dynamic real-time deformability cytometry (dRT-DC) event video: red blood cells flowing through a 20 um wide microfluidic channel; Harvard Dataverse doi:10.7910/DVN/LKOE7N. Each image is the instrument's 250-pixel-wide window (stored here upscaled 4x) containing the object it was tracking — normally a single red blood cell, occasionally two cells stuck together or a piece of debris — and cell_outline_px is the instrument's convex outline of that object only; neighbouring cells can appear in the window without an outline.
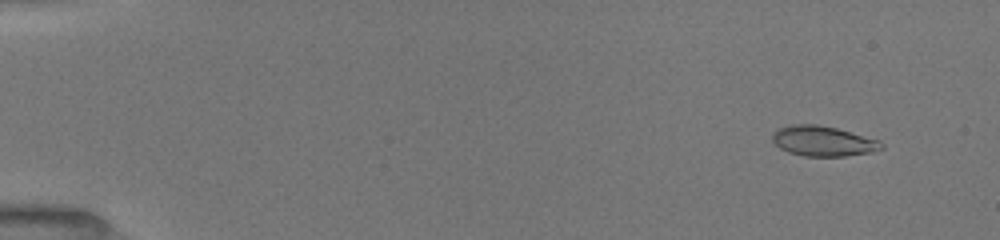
{"species": "common noctule bat (a hibernating species)", "species_latin": "Nyctalus noctula", "temperature_condition": "room temperature", "stored_images_in_passage": 33, "camera_frame_rate_fps": 3000, "um_per_image_px": 0.085, "animal": {"sex": "female", "body_mass_g": 19.5, "forearm_length_mm": 54.1}, "frame": {"image": 1, "passage_image": 7, "time_ms": 1.333, "image_size_px": [1000, 240], "cell_outline_px": [[884, 148], [872, 152], [844, 156], [804, 156], [788, 152], [780, 148], [772, 140], [772, 132], [780, 128], [792, 124], [816, 124], [836, 128], [880, 140], [884, 144]], "centroid_in_image_um": [69.97, 11.99], "position_along_channel_um": 15.0, "area_um2": 19.19}}
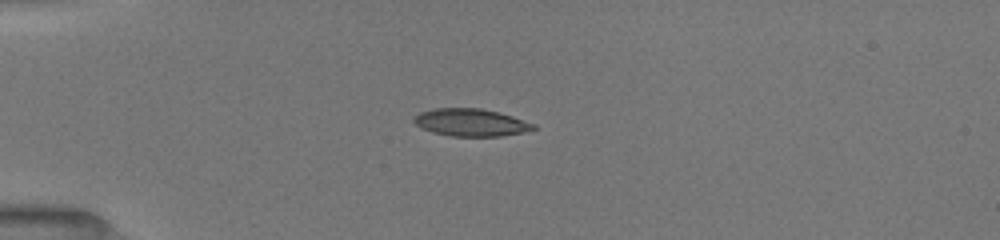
{"frame": {"image": 2, "passage_image": 21, "time_ms": 4.667, "image_size_px": [1000, 240], "cell_outline_px": [[536, 128], [520, 132], [500, 136], [448, 136], [432, 132], [416, 124], [412, 120], [420, 112], [436, 108], [480, 108], [512, 116], [536, 124]], "centroid_in_image_um": [40.01, 10.41], "position_along_channel_um": 45.0, "area_um2": 18.84}}
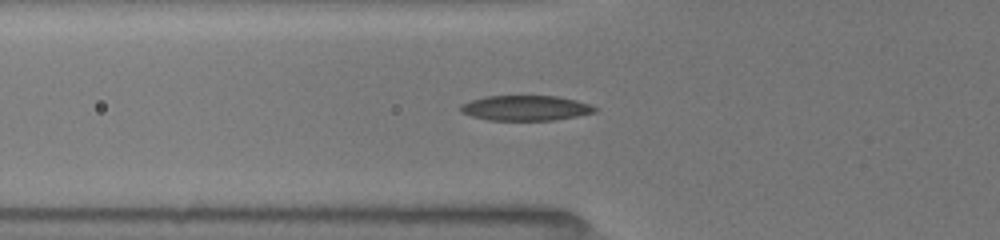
{"frame": {"image": 3, "passage_image": 29, "time_ms": 6.333, "image_size_px": [1000, 240], "cell_outline_px": [[600, 108], [596, 112], [576, 116], [552, 120], [488, 120], [472, 116], [460, 112], [456, 108], [460, 104], [484, 96], [560, 96], [576, 100]], "centroid_in_image_um": [44.65, 9.18], "position_along_channel_um": 81.2, "area_um2": 19.83}}